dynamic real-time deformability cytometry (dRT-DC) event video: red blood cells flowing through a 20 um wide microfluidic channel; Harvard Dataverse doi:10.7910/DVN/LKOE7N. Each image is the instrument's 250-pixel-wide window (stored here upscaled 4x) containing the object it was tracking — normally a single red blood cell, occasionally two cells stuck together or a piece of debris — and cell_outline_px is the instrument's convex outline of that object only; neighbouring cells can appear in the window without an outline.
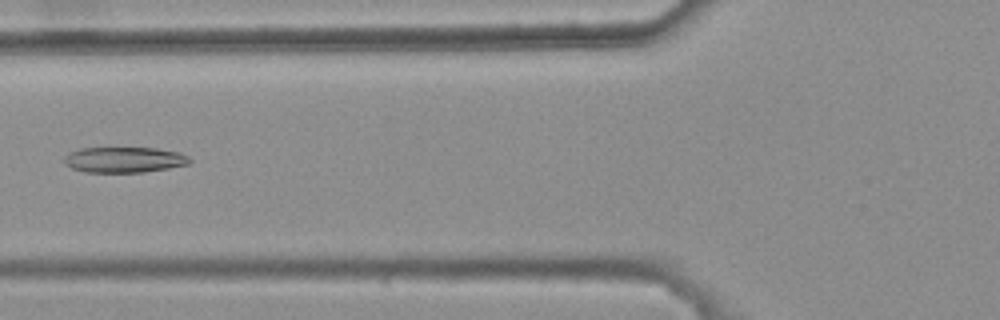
{"species": "common noctule bat (a hibernating species)", "species_latin": "Nyctalus noctula", "temperature_condition": "warm", "stored_images_in_passage": 6, "camera_frame_rate_fps": 3000, "um_per_image_px": 0.085, "animal": {"sex": "female", "body_mass_g": 25.1}, "frame": {"image": 1, "passage_image": 5, "time_ms": 1.333, "image_size_px": [1000, 320], "cell_outline_px": [[192, 160], [188, 164], [168, 168], [144, 172], [84, 172], [72, 168], [64, 164], [64, 156], [68, 152], [80, 148], [156, 148], [180, 152], [188, 156]], "centroid_in_image_um": [10.54, 13.57], "position_along_channel_um": 115.3, "area_um2": 18.84}}
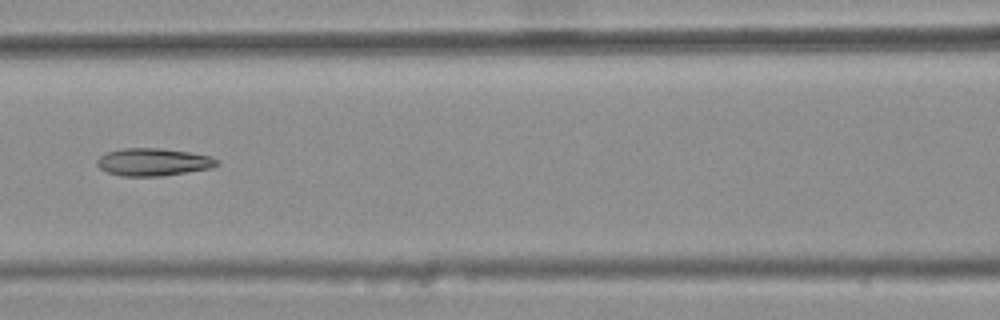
{"frame": {"image": 2, "passage_image": 6, "time_ms": 1.667, "image_size_px": [1000, 320], "cell_outline_px": [[220, 164], [212, 168], [160, 176], [120, 176], [108, 172], [100, 168], [96, 164], [96, 160], [100, 156], [108, 152], [124, 148], [160, 148], [188, 152], [208, 156], [220, 160]], "centroid_in_image_um": [13.03, 13.77], "position_along_channel_um": 153.6, "area_um2": 19.19}}